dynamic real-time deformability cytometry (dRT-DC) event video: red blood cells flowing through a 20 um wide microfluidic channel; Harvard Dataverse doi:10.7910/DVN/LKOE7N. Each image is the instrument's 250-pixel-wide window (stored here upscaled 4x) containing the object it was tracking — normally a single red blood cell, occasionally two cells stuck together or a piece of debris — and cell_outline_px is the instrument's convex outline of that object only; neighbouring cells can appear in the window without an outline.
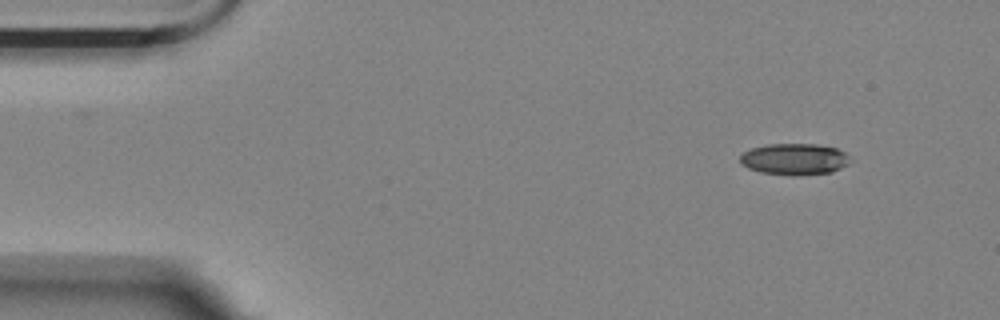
{"species": "Egyptian fruit bat (a non-hibernating species)", "species_latin": "Rousettus aegyptiacus", "temperature_condition": "room temperature", "stored_images_in_passage": 5, "segment_of_instrument_passage": [1, 2], "camera_frame_rate_fps": 3000, "um_per_image_px": 0.085, "animal": {"sex": "female"}, "frame": {"image": 1, "passage_image": 1, "time_ms": 0.0, "image_size_px": [1000, 320], "cell_outline_px": [[852, 160], [848, 164], [832, 172], [796, 176], [792, 176], [760, 172], [748, 168], [740, 164], [740, 156], [744, 152], [752, 148], [768, 144], [816, 144], [836, 148], [844, 152]], "centroid_in_image_um": [67.53, 13.54], "position_along_channel_um": 17.5, "area_um2": 20.29}}
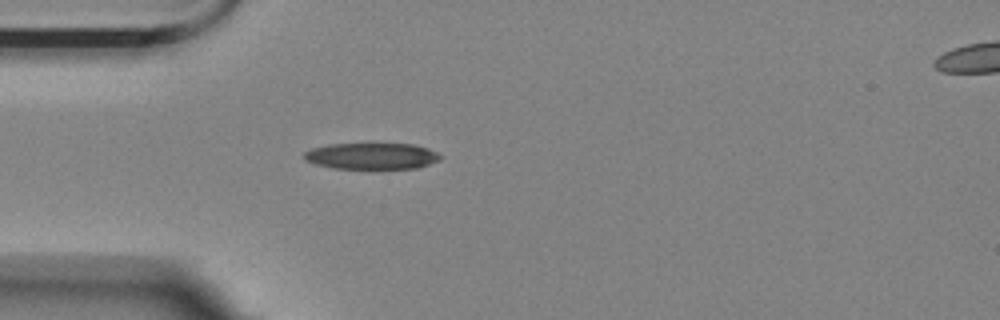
{"frame": {"image": 2, "passage_image": 4, "time_ms": 1.0, "image_size_px": [1000, 320], "cell_outline_px": [[444, 156], [440, 160], [416, 168], [332, 168], [316, 164], [304, 160], [304, 152], [312, 148], [328, 144], [412, 144], [428, 148]], "centroid_in_image_um": [31.59, 13.26], "position_along_channel_um": 53.4, "area_um2": 20.81}}